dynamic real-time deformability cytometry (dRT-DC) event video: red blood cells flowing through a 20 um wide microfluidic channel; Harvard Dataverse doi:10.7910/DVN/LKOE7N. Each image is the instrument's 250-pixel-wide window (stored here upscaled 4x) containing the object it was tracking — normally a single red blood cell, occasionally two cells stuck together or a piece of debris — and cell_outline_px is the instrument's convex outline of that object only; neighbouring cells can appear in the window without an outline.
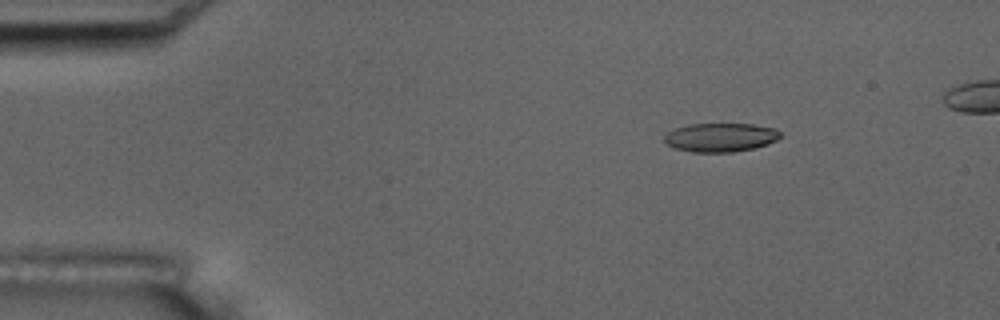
{"species": "common noctule bat (a hibernating species)", "species_latin": "Nyctalus noctula", "temperature_condition": "room temperature", "stored_images_in_passage": 6, "camera_frame_rate_fps": 3000, "um_per_image_px": 0.085, "animal": {"sex": "male", "body_mass_g": 17.5, "forearm_length_mm": 52.3}, "frame": {"image": 1, "passage_image": 3, "time_ms": 2.0, "image_size_px": [1000, 320], "cell_outline_px": [[784, 136], [768, 144], [752, 148], [732, 152], [692, 152], [676, 148], [664, 144], [664, 136], [668, 132], [676, 128], [688, 124], [752, 124], [776, 128]], "centroid_in_image_um": [61.25, 11.67], "position_along_channel_um": 23.7, "area_um2": 19.54}}